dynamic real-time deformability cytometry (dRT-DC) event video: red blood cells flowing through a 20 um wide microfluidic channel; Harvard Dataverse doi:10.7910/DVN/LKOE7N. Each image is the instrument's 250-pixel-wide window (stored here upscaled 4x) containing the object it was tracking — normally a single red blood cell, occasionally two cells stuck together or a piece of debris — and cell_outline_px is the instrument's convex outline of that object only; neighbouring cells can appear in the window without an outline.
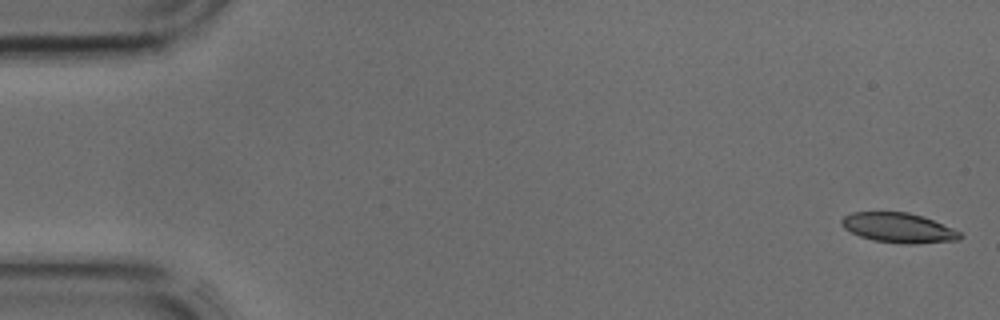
{"species": "common noctule bat (a hibernating species)", "species_latin": "Nyctalus noctula", "temperature_condition": "cold", "stored_images_in_passage": 42, "camera_frame_rate_fps": 3000, "um_per_image_px": 0.085, "animal": {"sex": "male", "body_mass_g": 17.9, "forearm_length_mm": 54.2}, "frame": {"image": 1, "passage_image": 1, "time_ms": 0.0, "image_size_px": [1000, 320], "cell_outline_px": [[964, 236], [960, 240], [916, 244], [904, 244], [872, 240], [860, 236], [844, 228], [840, 224], [840, 220], [844, 216], [852, 212], [908, 212], [924, 216], [952, 228], [960, 232]], "centroid_in_image_um": [76.39, 19.37], "position_along_channel_um": 8.6, "area_um2": 20.75}}
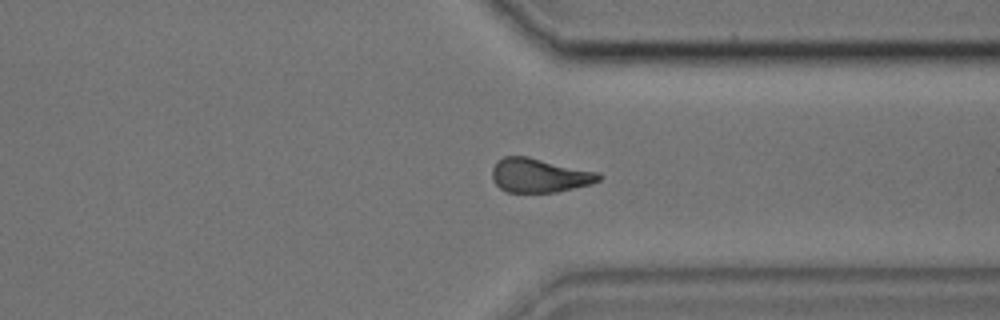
{"frame": {"image": 2, "passage_image": 32, "time_ms": 10.333, "image_size_px": [1000, 320], "cell_outline_px": [[604, 176], [600, 180], [592, 184], [556, 192], [508, 192], [500, 188], [492, 180], [492, 168], [504, 156], [528, 156], [600, 172]], "centroid_in_image_um": [45.9, 14.9], "position_along_channel_um": 365.5, "area_um2": 21.33}}
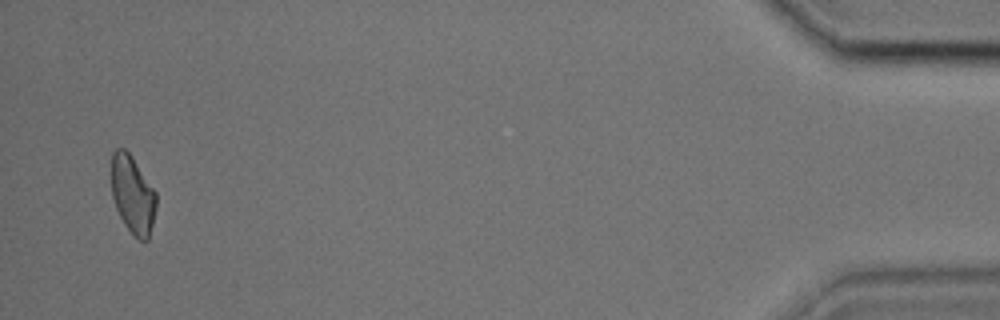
{"frame": {"image": 3, "passage_image": 41, "time_ms": 13.333, "image_size_px": [1000, 320], "cell_outline_px": [[156, 208], [148, 240], [140, 240], [124, 224], [116, 208], [112, 196], [112, 152], [116, 148], [124, 148], [132, 156], [156, 192]], "centroid_in_image_um": [11.28, 16.51], "position_along_channel_um": 423.9, "area_um2": 20.11}}